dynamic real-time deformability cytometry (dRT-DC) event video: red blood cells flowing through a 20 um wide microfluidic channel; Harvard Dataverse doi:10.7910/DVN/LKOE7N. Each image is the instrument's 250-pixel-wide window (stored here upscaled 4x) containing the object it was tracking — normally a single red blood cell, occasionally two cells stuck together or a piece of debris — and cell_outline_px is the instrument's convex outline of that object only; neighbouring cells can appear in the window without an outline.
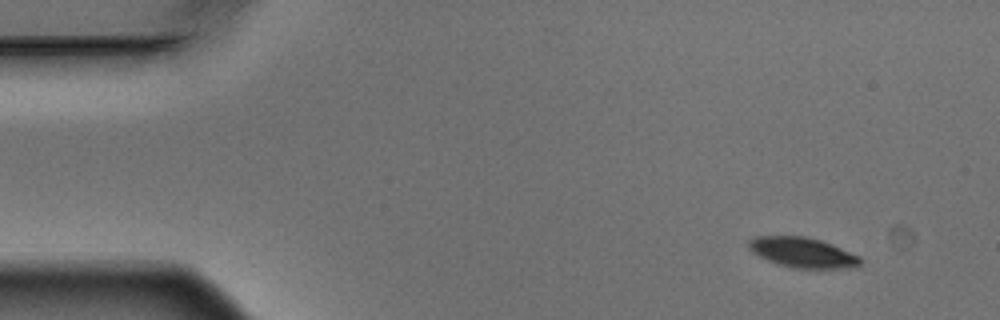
{"species": "Egyptian fruit bat (a non-hibernating species)", "species_latin": "Rousettus aegyptiacus", "temperature_condition": "warm", "stored_images_in_passage": 4, "camera_frame_rate_fps": 3000, "um_per_image_px": 0.085, "animal": {"sex": "male"}, "frame": {"image": 1, "passage_image": 1, "time_ms": 0.0, "image_size_px": [1000, 320], "cell_outline_px": [[860, 264], [856, 268], [792, 268], [768, 260], [752, 252], [748, 248], [748, 240], [756, 236], [808, 236], [832, 244], [860, 256]], "centroid_in_image_um": [68.23, 21.45], "position_along_channel_um": 16.8, "area_um2": 19.59}}
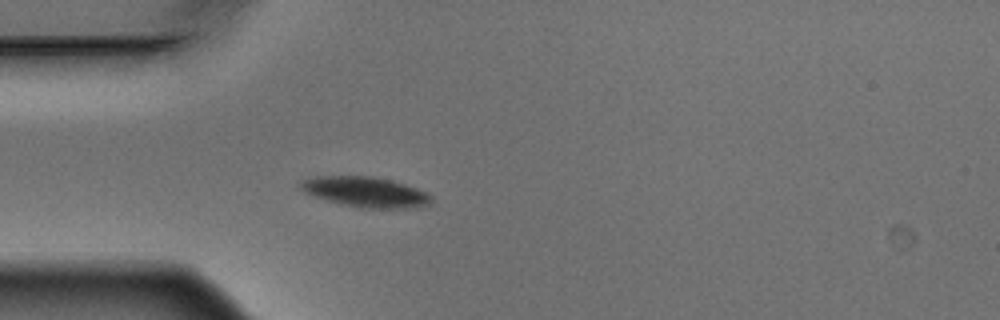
{"frame": {"image": 2, "passage_image": 4, "time_ms": 1.0, "image_size_px": [1000, 320], "cell_outline_px": [[432, 200], [428, 204], [420, 208], [364, 208], [344, 204], [328, 200], [304, 192], [300, 188], [300, 180], [316, 176], [372, 176], [392, 180], [416, 188], [432, 196]], "centroid_in_image_um": [31.08, 16.31], "position_along_channel_um": 53.9, "area_um2": 22.89}}